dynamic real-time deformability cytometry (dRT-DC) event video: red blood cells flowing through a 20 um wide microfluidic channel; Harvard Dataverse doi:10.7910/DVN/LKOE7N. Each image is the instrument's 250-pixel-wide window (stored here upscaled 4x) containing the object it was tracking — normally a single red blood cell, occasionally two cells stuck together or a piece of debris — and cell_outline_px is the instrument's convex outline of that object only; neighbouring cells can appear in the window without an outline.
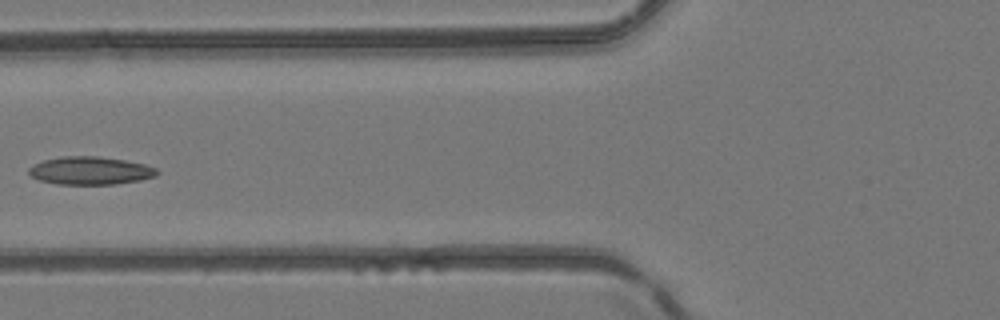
{"species": "common noctule bat (a hibernating species)", "species_latin": "Nyctalus noctula", "temperature_condition": "room temperature", "stored_images_in_passage": 6, "camera_frame_rate_fps": 3000, "um_per_image_px": 0.085, "animal": {"sex": "female", "body_mass_g": 24.6, "forearm_length_mm": 56.2}, "frame": {"image": 1, "passage_image": 5, "time_ms": 4.667, "image_size_px": [1000, 320], "cell_outline_px": [[160, 172], [156, 176], [140, 180], [116, 184], [56, 184], [40, 180], [32, 176], [28, 172], [28, 168], [32, 164], [44, 160], [64, 156], [96, 156], [124, 160], [144, 164], [156, 168]], "centroid_in_image_um": [7.67, 14.5], "position_along_channel_um": 118.1, "area_um2": 20.87}}
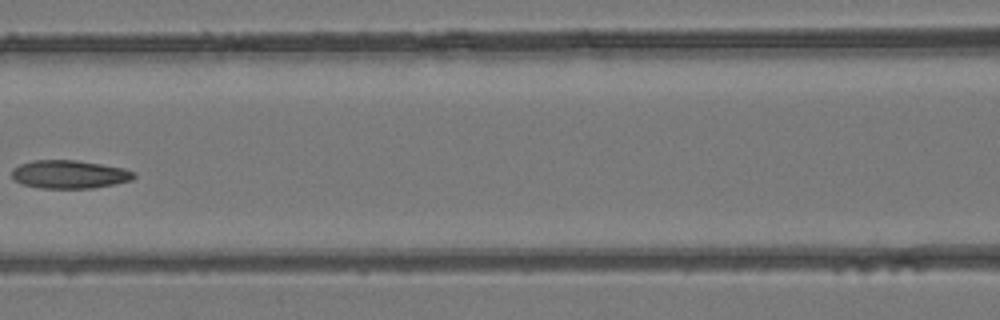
{"frame": {"image": 2, "passage_image": 6, "time_ms": 5.667, "image_size_px": [1000, 320], "cell_outline_px": [[136, 176], [132, 180], [116, 184], [92, 188], [40, 188], [20, 184], [12, 176], [12, 168], [20, 164], [32, 160], [76, 160], [124, 168], [136, 172]], "centroid_in_image_um": [5.91, 14.82], "position_along_channel_um": 160.7, "area_um2": 20.23}}